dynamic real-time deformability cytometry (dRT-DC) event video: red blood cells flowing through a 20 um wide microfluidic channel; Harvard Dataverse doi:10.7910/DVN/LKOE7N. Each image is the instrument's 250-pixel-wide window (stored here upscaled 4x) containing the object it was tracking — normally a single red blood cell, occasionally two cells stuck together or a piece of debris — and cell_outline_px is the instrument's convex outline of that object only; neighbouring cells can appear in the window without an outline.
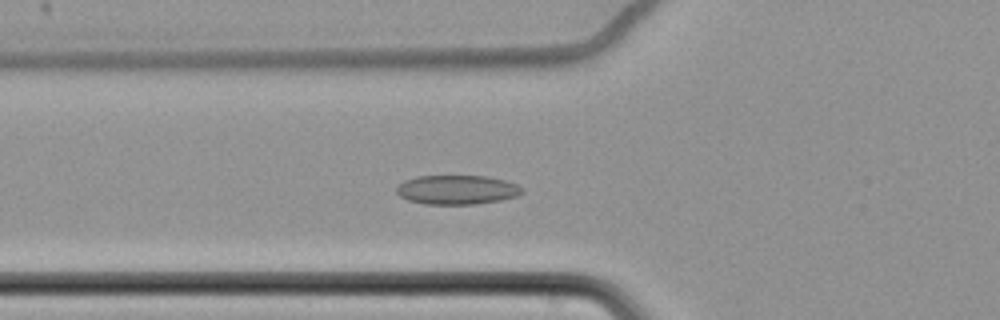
{"species": "common noctule bat (a hibernating species)", "species_latin": "Nyctalus noctula", "temperature_condition": "cold", "stored_images_in_passage": 64, "camera_frame_rate_fps": 3000, "um_per_image_px": 0.085, "animal": {"sex": "female", "body_mass_g": 22.7, "forearm_length_mm": 54.2}, "frame": {"image": 1, "passage_image": 26, "time_ms": 8.333, "image_size_px": [1000, 320], "cell_outline_px": [[524, 192], [516, 196], [500, 200], [476, 204], [424, 204], [408, 200], [400, 196], [396, 192], [396, 188], [404, 180], [416, 176], [488, 176], [504, 180], [516, 184], [524, 188]], "centroid_in_image_um": [38.84, 16.13], "position_along_channel_um": 87.0, "area_um2": 21.44}}
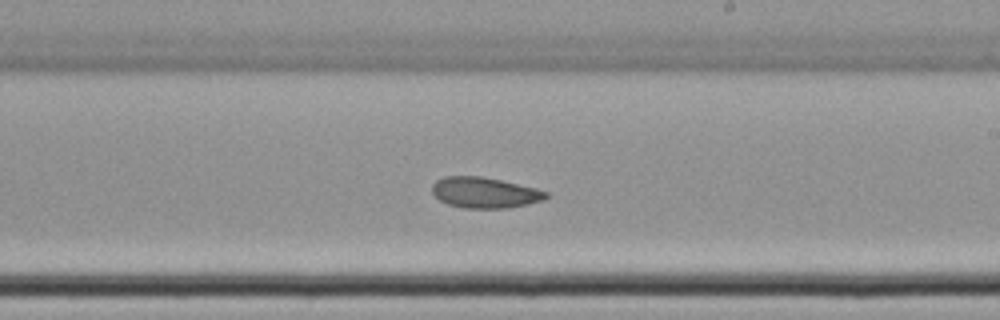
{"frame": {"image": 2, "passage_image": 40, "time_ms": 13.0, "image_size_px": [1000, 320], "cell_outline_px": [[548, 196], [544, 200], [508, 208], [464, 208], [448, 204], [440, 200], [432, 192], [432, 184], [436, 180], [444, 176], [480, 176], [500, 180], [536, 188], [548, 192]], "centroid_in_image_um": [41.19, 16.37], "position_along_channel_um": 247.8, "area_um2": 20.35}}
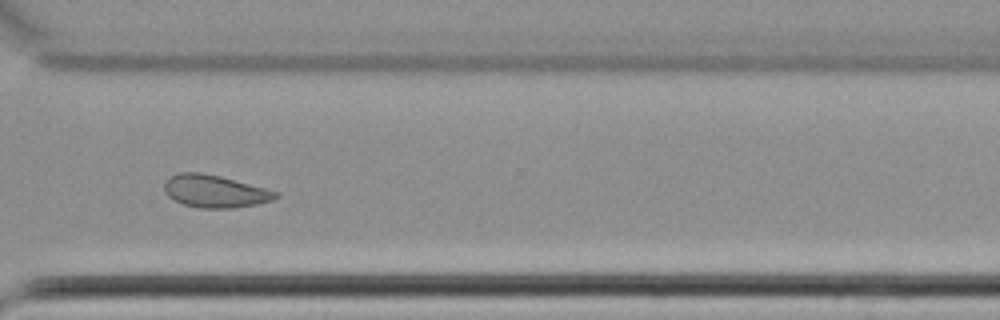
{"frame": {"image": 3, "passage_image": 49, "time_ms": 16.0, "image_size_px": [1000, 320], "cell_outline_px": [[280, 196], [272, 200], [260, 204], [232, 208], [200, 208], [184, 204], [168, 196], [164, 192], [164, 184], [168, 176], [176, 172], [200, 172], [220, 176], [280, 192]], "centroid_in_image_um": [18.27, 16.25], "position_along_channel_um": 352.3, "area_um2": 21.27}}